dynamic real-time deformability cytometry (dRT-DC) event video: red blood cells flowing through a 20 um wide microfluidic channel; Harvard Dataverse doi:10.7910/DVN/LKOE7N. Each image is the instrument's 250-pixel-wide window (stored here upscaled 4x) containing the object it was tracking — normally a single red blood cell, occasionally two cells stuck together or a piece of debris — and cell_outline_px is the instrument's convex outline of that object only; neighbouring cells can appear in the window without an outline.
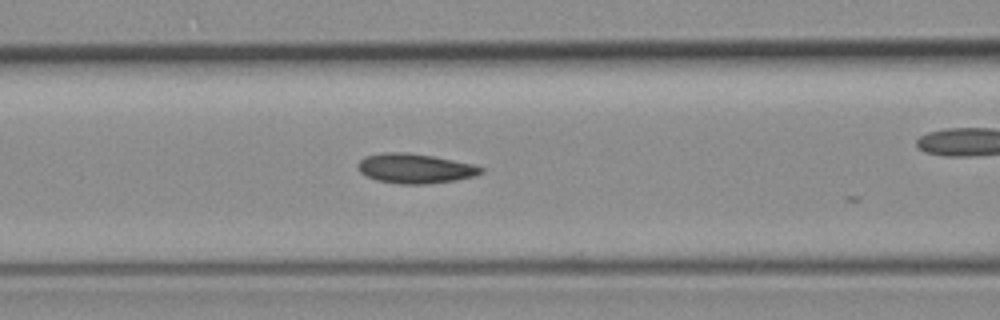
{"species": "common noctule bat (a hibernating species)", "species_latin": "Nyctalus noctula", "temperature_condition": "room temperature", "stored_images_in_passage": 5, "camera_frame_rate_fps": 3000, "um_per_image_px": 0.085, "animal": {"sex": "female", "body_mass_g": 19.3, "forearm_length_mm": 54.1}, "frame": {"image": 1, "passage_image": 4, "time_ms": 1.0, "image_size_px": [1000, 320], "cell_outline_px": [[484, 172], [476, 176], [456, 180], [424, 184], [400, 184], [376, 180], [360, 172], [356, 168], [356, 164], [364, 156], [384, 152], [408, 152], [432, 156], [476, 164], [484, 168]], "centroid_in_image_um": [35.29, 14.31], "position_along_channel_um": 131.3, "area_um2": 21.56}}